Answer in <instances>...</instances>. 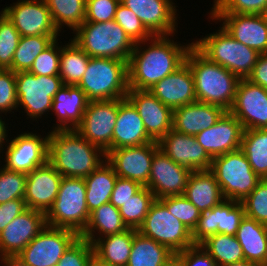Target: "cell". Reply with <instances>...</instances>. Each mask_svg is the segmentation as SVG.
Masks as SVG:
<instances>
[{"label":"cell","instance_id":"obj_1","mask_svg":"<svg viewBox=\"0 0 267 266\" xmlns=\"http://www.w3.org/2000/svg\"><path fill=\"white\" fill-rule=\"evenodd\" d=\"M169 39V35L153 36L148 40L151 44L147 48L142 42L135 43L128 60L129 89L150 90L185 63L193 43L186 46Z\"/></svg>","mask_w":267,"mask_h":266},{"label":"cell","instance_id":"obj_2","mask_svg":"<svg viewBox=\"0 0 267 266\" xmlns=\"http://www.w3.org/2000/svg\"><path fill=\"white\" fill-rule=\"evenodd\" d=\"M105 157L98 146L76 130L48 132V162L63 177L86 178L106 160Z\"/></svg>","mask_w":267,"mask_h":266},{"label":"cell","instance_id":"obj_3","mask_svg":"<svg viewBox=\"0 0 267 266\" xmlns=\"http://www.w3.org/2000/svg\"><path fill=\"white\" fill-rule=\"evenodd\" d=\"M185 62L194 78L197 101L229 111L240 79L221 65L211 62L194 45L188 50Z\"/></svg>","mask_w":267,"mask_h":266},{"label":"cell","instance_id":"obj_4","mask_svg":"<svg viewBox=\"0 0 267 266\" xmlns=\"http://www.w3.org/2000/svg\"><path fill=\"white\" fill-rule=\"evenodd\" d=\"M77 86L85 93L89 102L126 98L129 90L128 61L90 57L87 69Z\"/></svg>","mask_w":267,"mask_h":266},{"label":"cell","instance_id":"obj_5","mask_svg":"<svg viewBox=\"0 0 267 266\" xmlns=\"http://www.w3.org/2000/svg\"><path fill=\"white\" fill-rule=\"evenodd\" d=\"M71 38L87 55L128 61L135 43L115 21L83 22Z\"/></svg>","mask_w":267,"mask_h":266},{"label":"cell","instance_id":"obj_6","mask_svg":"<svg viewBox=\"0 0 267 266\" xmlns=\"http://www.w3.org/2000/svg\"><path fill=\"white\" fill-rule=\"evenodd\" d=\"M211 62L226 68L239 79H247L253 71L259 53L235 40L223 27L216 33L193 42Z\"/></svg>","mask_w":267,"mask_h":266},{"label":"cell","instance_id":"obj_7","mask_svg":"<svg viewBox=\"0 0 267 266\" xmlns=\"http://www.w3.org/2000/svg\"><path fill=\"white\" fill-rule=\"evenodd\" d=\"M45 216L47 226L70 229L80 235L90 217L84 178L63 177L57 197Z\"/></svg>","mask_w":267,"mask_h":266},{"label":"cell","instance_id":"obj_8","mask_svg":"<svg viewBox=\"0 0 267 266\" xmlns=\"http://www.w3.org/2000/svg\"><path fill=\"white\" fill-rule=\"evenodd\" d=\"M210 171L214 174L225 199L242 202L261 180L241 149L212 159Z\"/></svg>","mask_w":267,"mask_h":266},{"label":"cell","instance_id":"obj_9","mask_svg":"<svg viewBox=\"0 0 267 266\" xmlns=\"http://www.w3.org/2000/svg\"><path fill=\"white\" fill-rule=\"evenodd\" d=\"M177 253L193 246L192 231L156 199L137 230Z\"/></svg>","mask_w":267,"mask_h":266},{"label":"cell","instance_id":"obj_10","mask_svg":"<svg viewBox=\"0 0 267 266\" xmlns=\"http://www.w3.org/2000/svg\"><path fill=\"white\" fill-rule=\"evenodd\" d=\"M15 77L17 108L22 106L32 120L52 110L54 95L64 86L60 76H39L19 71Z\"/></svg>","mask_w":267,"mask_h":266},{"label":"cell","instance_id":"obj_11","mask_svg":"<svg viewBox=\"0 0 267 266\" xmlns=\"http://www.w3.org/2000/svg\"><path fill=\"white\" fill-rule=\"evenodd\" d=\"M78 237L73 230L46 225L18 256L30 266H56Z\"/></svg>","mask_w":267,"mask_h":266},{"label":"cell","instance_id":"obj_12","mask_svg":"<svg viewBox=\"0 0 267 266\" xmlns=\"http://www.w3.org/2000/svg\"><path fill=\"white\" fill-rule=\"evenodd\" d=\"M118 115V99L91 101L75 129L84 139L105 154L112 150L113 130Z\"/></svg>","mask_w":267,"mask_h":266},{"label":"cell","instance_id":"obj_13","mask_svg":"<svg viewBox=\"0 0 267 266\" xmlns=\"http://www.w3.org/2000/svg\"><path fill=\"white\" fill-rule=\"evenodd\" d=\"M244 216L242 202L229 199H224L213 208L203 210L192 231L193 244L200 245L217 233L235 235Z\"/></svg>","mask_w":267,"mask_h":266},{"label":"cell","instance_id":"obj_14","mask_svg":"<svg viewBox=\"0 0 267 266\" xmlns=\"http://www.w3.org/2000/svg\"><path fill=\"white\" fill-rule=\"evenodd\" d=\"M159 149L158 142L140 146L121 147L106 153V161L113 167L118 177L148 184L154 153Z\"/></svg>","mask_w":267,"mask_h":266},{"label":"cell","instance_id":"obj_15","mask_svg":"<svg viewBox=\"0 0 267 266\" xmlns=\"http://www.w3.org/2000/svg\"><path fill=\"white\" fill-rule=\"evenodd\" d=\"M229 112L244 130L267 128V90L248 79H240Z\"/></svg>","mask_w":267,"mask_h":266},{"label":"cell","instance_id":"obj_16","mask_svg":"<svg viewBox=\"0 0 267 266\" xmlns=\"http://www.w3.org/2000/svg\"><path fill=\"white\" fill-rule=\"evenodd\" d=\"M4 14L21 36L60 35L45 0H18Z\"/></svg>","mask_w":267,"mask_h":266},{"label":"cell","instance_id":"obj_17","mask_svg":"<svg viewBox=\"0 0 267 266\" xmlns=\"http://www.w3.org/2000/svg\"><path fill=\"white\" fill-rule=\"evenodd\" d=\"M36 134L25 132L8 141L4 158L6 169L28 174L48 161V134L45 138Z\"/></svg>","mask_w":267,"mask_h":266},{"label":"cell","instance_id":"obj_18","mask_svg":"<svg viewBox=\"0 0 267 266\" xmlns=\"http://www.w3.org/2000/svg\"><path fill=\"white\" fill-rule=\"evenodd\" d=\"M191 173V169L175 163L161 149H158L153 156L146 187L156 199L184 195Z\"/></svg>","mask_w":267,"mask_h":266},{"label":"cell","instance_id":"obj_19","mask_svg":"<svg viewBox=\"0 0 267 266\" xmlns=\"http://www.w3.org/2000/svg\"><path fill=\"white\" fill-rule=\"evenodd\" d=\"M212 20L223 22L221 25L238 42L256 50L259 54L267 53V24L263 15L210 13ZM224 20V21H223Z\"/></svg>","mask_w":267,"mask_h":266},{"label":"cell","instance_id":"obj_20","mask_svg":"<svg viewBox=\"0 0 267 266\" xmlns=\"http://www.w3.org/2000/svg\"><path fill=\"white\" fill-rule=\"evenodd\" d=\"M46 225L44 212L27 208L0 232V258L18 255Z\"/></svg>","mask_w":267,"mask_h":266},{"label":"cell","instance_id":"obj_21","mask_svg":"<svg viewBox=\"0 0 267 266\" xmlns=\"http://www.w3.org/2000/svg\"><path fill=\"white\" fill-rule=\"evenodd\" d=\"M126 98L137 109L153 141L159 142L172 129L173 110L162 104L149 90L129 89Z\"/></svg>","mask_w":267,"mask_h":266},{"label":"cell","instance_id":"obj_22","mask_svg":"<svg viewBox=\"0 0 267 266\" xmlns=\"http://www.w3.org/2000/svg\"><path fill=\"white\" fill-rule=\"evenodd\" d=\"M153 36H174L177 32L176 6L172 0H121Z\"/></svg>","mask_w":267,"mask_h":266},{"label":"cell","instance_id":"obj_23","mask_svg":"<svg viewBox=\"0 0 267 266\" xmlns=\"http://www.w3.org/2000/svg\"><path fill=\"white\" fill-rule=\"evenodd\" d=\"M243 132L241 122L229 111H226L216 124L196 134L195 137L213 159L241 149Z\"/></svg>","mask_w":267,"mask_h":266},{"label":"cell","instance_id":"obj_24","mask_svg":"<svg viewBox=\"0 0 267 266\" xmlns=\"http://www.w3.org/2000/svg\"><path fill=\"white\" fill-rule=\"evenodd\" d=\"M161 149L175 163L192 171L210 170L212 158L197 142L195 135L171 129L159 142Z\"/></svg>","mask_w":267,"mask_h":266},{"label":"cell","instance_id":"obj_25","mask_svg":"<svg viewBox=\"0 0 267 266\" xmlns=\"http://www.w3.org/2000/svg\"><path fill=\"white\" fill-rule=\"evenodd\" d=\"M62 178L48 161L29 172L23 198L27 208L46 214L57 197Z\"/></svg>","mask_w":267,"mask_h":266},{"label":"cell","instance_id":"obj_26","mask_svg":"<svg viewBox=\"0 0 267 266\" xmlns=\"http://www.w3.org/2000/svg\"><path fill=\"white\" fill-rule=\"evenodd\" d=\"M149 91L172 110L197 101L194 78L186 62L157 82Z\"/></svg>","mask_w":267,"mask_h":266},{"label":"cell","instance_id":"obj_27","mask_svg":"<svg viewBox=\"0 0 267 266\" xmlns=\"http://www.w3.org/2000/svg\"><path fill=\"white\" fill-rule=\"evenodd\" d=\"M154 142L145 130L137 109L127 98L118 99V115L113 130L112 150Z\"/></svg>","mask_w":267,"mask_h":266},{"label":"cell","instance_id":"obj_28","mask_svg":"<svg viewBox=\"0 0 267 266\" xmlns=\"http://www.w3.org/2000/svg\"><path fill=\"white\" fill-rule=\"evenodd\" d=\"M225 112L220 106L195 101L173 110L172 129L196 135L216 124Z\"/></svg>","mask_w":267,"mask_h":266},{"label":"cell","instance_id":"obj_29","mask_svg":"<svg viewBox=\"0 0 267 266\" xmlns=\"http://www.w3.org/2000/svg\"><path fill=\"white\" fill-rule=\"evenodd\" d=\"M89 101L78 86L64 85L53 98L52 112L59 124L52 130H75L81 123Z\"/></svg>","mask_w":267,"mask_h":266},{"label":"cell","instance_id":"obj_30","mask_svg":"<svg viewBox=\"0 0 267 266\" xmlns=\"http://www.w3.org/2000/svg\"><path fill=\"white\" fill-rule=\"evenodd\" d=\"M184 196L200 211L213 208L225 198L210 170L192 171Z\"/></svg>","mask_w":267,"mask_h":266},{"label":"cell","instance_id":"obj_31","mask_svg":"<svg viewBox=\"0 0 267 266\" xmlns=\"http://www.w3.org/2000/svg\"><path fill=\"white\" fill-rule=\"evenodd\" d=\"M135 229L103 236L98 238L92 245L94 258L107 266H127L133 244Z\"/></svg>","mask_w":267,"mask_h":266},{"label":"cell","instance_id":"obj_32","mask_svg":"<svg viewBox=\"0 0 267 266\" xmlns=\"http://www.w3.org/2000/svg\"><path fill=\"white\" fill-rule=\"evenodd\" d=\"M128 229L119 209L110 202H107L90 213L87 226L79 237L93 244L98 238L103 237V235L119 234ZM96 231L99 233V237H95L98 235Z\"/></svg>","mask_w":267,"mask_h":266},{"label":"cell","instance_id":"obj_33","mask_svg":"<svg viewBox=\"0 0 267 266\" xmlns=\"http://www.w3.org/2000/svg\"><path fill=\"white\" fill-rule=\"evenodd\" d=\"M245 260L262 264L267 250V225L244 216L235 234Z\"/></svg>","mask_w":267,"mask_h":266},{"label":"cell","instance_id":"obj_34","mask_svg":"<svg viewBox=\"0 0 267 266\" xmlns=\"http://www.w3.org/2000/svg\"><path fill=\"white\" fill-rule=\"evenodd\" d=\"M117 177L113 167L105 160L95 171L84 178L89 213L104 203L110 202Z\"/></svg>","mask_w":267,"mask_h":266},{"label":"cell","instance_id":"obj_35","mask_svg":"<svg viewBox=\"0 0 267 266\" xmlns=\"http://www.w3.org/2000/svg\"><path fill=\"white\" fill-rule=\"evenodd\" d=\"M174 252L135 229L127 266H161Z\"/></svg>","mask_w":267,"mask_h":266},{"label":"cell","instance_id":"obj_36","mask_svg":"<svg viewBox=\"0 0 267 266\" xmlns=\"http://www.w3.org/2000/svg\"><path fill=\"white\" fill-rule=\"evenodd\" d=\"M241 150L257 176L267 179V128L244 130Z\"/></svg>","mask_w":267,"mask_h":266},{"label":"cell","instance_id":"obj_37","mask_svg":"<svg viewBox=\"0 0 267 266\" xmlns=\"http://www.w3.org/2000/svg\"><path fill=\"white\" fill-rule=\"evenodd\" d=\"M90 56L72 40L61 47L59 76L64 85L77 86L85 73Z\"/></svg>","mask_w":267,"mask_h":266},{"label":"cell","instance_id":"obj_38","mask_svg":"<svg viewBox=\"0 0 267 266\" xmlns=\"http://www.w3.org/2000/svg\"><path fill=\"white\" fill-rule=\"evenodd\" d=\"M59 35L21 36L14 52L12 66L13 72L28 71L35 58L47 49Z\"/></svg>","mask_w":267,"mask_h":266},{"label":"cell","instance_id":"obj_39","mask_svg":"<svg viewBox=\"0 0 267 266\" xmlns=\"http://www.w3.org/2000/svg\"><path fill=\"white\" fill-rule=\"evenodd\" d=\"M215 260L217 266L245 259L243 249L235 235L217 233L200 244Z\"/></svg>","mask_w":267,"mask_h":266},{"label":"cell","instance_id":"obj_40","mask_svg":"<svg viewBox=\"0 0 267 266\" xmlns=\"http://www.w3.org/2000/svg\"><path fill=\"white\" fill-rule=\"evenodd\" d=\"M45 2L59 32L64 25L74 32L85 21L86 0H45Z\"/></svg>","mask_w":267,"mask_h":266},{"label":"cell","instance_id":"obj_41","mask_svg":"<svg viewBox=\"0 0 267 266\" xmlns=\"http://www.w3.org/2000/svg\"><path fill=\"white\" fill-rule=\"evenodd\" d=\"M155 200L150 189L143 186L134 196L125 201L119 208V212L127 227L138 230Z\"/></svg>","mask_w":267,"mask_h":266},{"label":"cell","instance_id":"obj_42","mask_svg":"<svg viewBox=\"0 0 267 266\" xmlns=\"http://www.w3.org/2000/svg\"><path fill=\"white\" fill-rule=\"evenodd\" d=\"M114 20L120 25L134 43L142 42L145 46V43L153 37L136 14L124 6L121 2L115 12Z\"/></svg>","mask_w":267,"mask_h":266},{"label":"cell","instance_id":"obj_43","mask_svg":"<svg viewBox=\"0 0 267 266\" xmlns=\"http://www.w3.org/2000/svg\"><path fill=\"white\" fill-rule=\"evenodd\" d=\"M20 37L14 24L4 14L0 18V69H9L12 66Z\"/></svg>","mask_w":267,"mask_h":266},{"label":"cell","instance_id":"obj_44","mask_svg":"<svg viewBox=\"0 0 267 266\" xmlns=\"http://www.w3.org/2000/svg\"><path fill=\"white\" fill-rule=\"evenodd\" d=\"M27 174L0 168V204L14 199H23Z\"/></svg>","mask_w":267,"mask_h":266},{"label":"cell","instance_id":"obj_45","mask_svg":"<svg viewBox=\"0 0 267 266\" xmlns=\"http://www.w3.org/2000/svg\"><path fill=\"white\" fill-rule=\"evenodd\" d=\"M159 200L172 215L193 231L201 212L184 195L168 196Z\"/></svg>","mask_w":267,"mask_h":266},{"label":"cell","instance_id":"obj_46","mask_svg":"<svg viewBox=\"0 0 267 266\" xmlns=\"http://www.w3.org/2000/svg\"><path fill=\"white\" fill-rule=\"evenodd\" d=\"M242 204L245 216L267 225V179H261Z\"/></svg>","mask_w":267,"mask_h":266},{"label":"cell","instance_id":"obj_47","mask_svg":"<svg viewBox=\"0 0 267 266\" xmlns=\"http://www.w3.org/2000/svg\"><path fill=\"white\" fill-rule=\"evenodd\" d=\"M58 40L35 58L28 72L39 76H59L61 45L59 47Z\"/></svg>","mask_w":267,"mask_h":266},{"label":"cell","instance_id":"obj_48","mask_svg":"<svg viewBox=\"0 0 267 266\" xmlns=\"http://www.w3.org/2000/svg\"><path fill=\"white\" fill-rule=\"evenodd\" d=\"M94 259L93 245L78 237L64 252L56 266H89Z\"/></svg>","mask_w":267,"mask_h":266},{"label":"cell","instance_id":"obj_49","mask_svg":"<svg viewBox=\"0 0 267 266\" xmlns=\"http://www.w3.org/2000/svg\"><path fill=\"white\" fill-rule=\"evenodd\" d=\"M267 0H214L210 13H235L262 15Z\"/></svg>","mask_w":267,"mask_h":266},{"label":"cell","instance_id":"obj_50","mask_svg":"<svg viewBox=\"0 0 267 266\" xmlns=\"http://www.w3.org/2000/svg\"><path fill=\"white\" fill-rule=\"evenodd\" d=\"M17 91L15 72L0 69V114L17 109Z\"/></svg>","mask_w":267,"mask_h":266},{"label":"cell","instance_id":"obj_51","mask_svg":"<svg viewBox=\"0 0 267 266\" xmlns=\"http://www.w3.org/2000/svg\"><path fill=\"white\" fill-rule=\"evenodd\" d=\"M121 0H86L84 22H107L114 20Z\"/></svg>","mask_w":267,"mask_h":266},{"label":"cell","instance_id":"obj_52","mask_svg":"<svg viewBox=\"0 0 267 266\" xmlns=\"http://www.w3.org/2000/svg\"><path fill=\"white\" fill-rule=\"evenodd\" d=\"M143 186L134 180L117 177L111 194L110 203L117 209L134 196Z\"/></svg>","mask_w":267,"mask_h":266},{"label":"cell","instance_id":"obj_53","mask_svg":"<svg viewBox=\"0 0 267 266\" xmlns=\"http://www.w3.org/2000/svg\"><path fill=\"white\" fill-rule=\"evenodd\" d=\"M185 266H217L215 260L201 245H193L177 252Z\"/></svg>","mask_w":267,"mask_h":266},{"label":"cell","instance_id":"obj_54","mask_svg":"<svg viewBox=\"0 0 267 266\" xmlns=\"http://www.w3.org/2000/svg\"><path fill=\"white\" fill-rule=\"evenodd\" d=\"M27 209L24 199H14L0 204V232L15 217Z\"/></svg>","mask_w":267,"mask_h":266},{"label":"cell","instance_id":"obj_55","mask_svg":"<svg viewBox=\"0 0 267 266\" xmlns=\"http://www.w3.org/2000/svg\"><path fill=\"white\" fill-rule=\"evenodd\" d=\"M247 79L267 90V53L259 55L252 74Z\"/></svg>","mask_w":267,"mask_h":266},{"label":"cell","instance_id":"obj_56","mask_svg":"<svg viewBox=\"0 0 267 266\" xmlns=\"http://www.w3.org/2000/svg\"><path fill=\"white\" fill-rule=\"evenodd\" d=\"M1 262L4 266H30L25 263L22 258L18 255H8L0 258Z\"/></svg>","mask_w":267,"mask_h":266},{"label":"cell","instance_id":"obj_57","mask_svg":"<svg viewBox=\"0 0 267 266\" xmlns=\"http://www.w3.org/2000/svg\"><path fill=\"white\" fill-rule=\"evenodd\" d=\"M161 266H185V265L183 259L177 253H173Z\"/></svg>","mask_w":267,"mask_h":266},{"label":"cell","instance_id":"obj_58","mask_svg":"<svg viewBox=\"0 0 267 266\" xmlns=\"http://www.w3.org/2000/svg\"><path fill=\"white\" fill-rule=\"evenodd\" d=\"M5 125L7 124H5V121H3V119L0 116V150H2L4 147L3 145L6 144L5 141L6 142L8 141V139H6L8 136L6 131L8 130H6L7 127Z\"/></svg>","mask_w":267,"mask_h":266},{"label":"cell","instance_id":"obj_59","mask_svg":"<svg viewBox=\"0 0 267 266\" xmlns=\"http://www.w3.org/2000/svg\"><path fill=\"white\" fill-rule=\"evenodd\" d=\"M221 266H262V265L260 263L244 259L235 263H229Z\"/></svg>","mask_w":267,"mask_h":266},{"label":"cell","instance_id":"obj_60","mask_svg":"<svg viewBox=\"0 0 267 266\" xmlns=\"http://www.w3.org/2000/svg\"><path fill=\"white\" fill-rule=\"evenodd\" d=\"M89 266H107L98 262L95 258L92 260Z\"/></svg>","mask_w":267,"mask_h":266},{"label":"cell","instance_id":"obj_61","mask_svg":"<svg viewBox=\"0 0 267 266\" xmlns=\"http://www.w3.org/2000/svg\"><path fill=\"white\" fill-rule=\"evenodd\" d=\"M262 266H267V250H266V254L263 260V263L261 264Z\"/></svg>","mask_w":267,"mask_h":266},{"label":"cell","instance_id":"obj_62","mask_svg":"<svg viewBox=\"0 0 267 266\" xmlns=\"http://www.w3.org/2000/svg\"><path fill=\"white\" fill-rule=\"evenodd\" d=\"M263 17H264V19H265V21H266V24H267V8L265 9V11L263 12Z\"/></svg>","mask_w":267,"mask_h":266},{"label":"cell","instance_id":"obj_63","mask_svg":"<svg viewBox=\"0 0 267 266\" xmlns=\"http://www.w3.org/2000/svg\"><path fill=\"white\" fill-rule=\"evenodd\" d=\"M4 15V9H2L1 13H0V18Z\"/></svg>","mask_w":267,"mask_h":266}]
</instances>
